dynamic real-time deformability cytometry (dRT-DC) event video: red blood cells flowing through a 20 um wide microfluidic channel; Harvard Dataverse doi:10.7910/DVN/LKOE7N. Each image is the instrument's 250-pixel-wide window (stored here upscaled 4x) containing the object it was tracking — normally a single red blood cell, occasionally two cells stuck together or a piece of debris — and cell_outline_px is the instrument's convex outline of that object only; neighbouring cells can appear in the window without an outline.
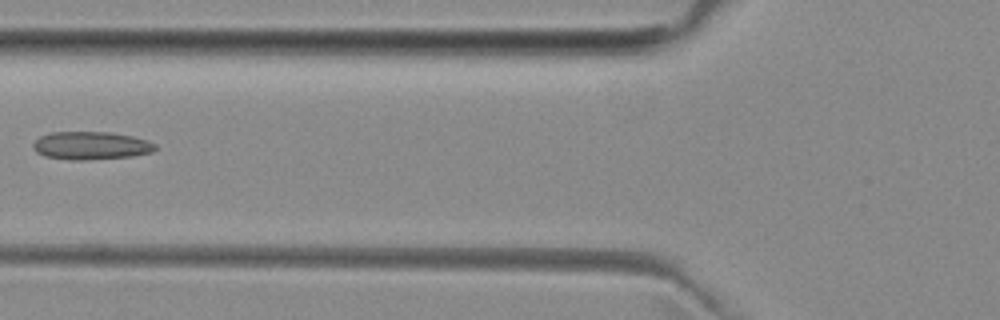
{"species": "common noctule bat (a hibernating species)", "species_latin": "Nyctalus noctula", "temperature_condition": "room temperature", "stored_images_in_passage": 3, "camera_frame_rate_fps": 3000, "um_per_image_px": 0.085, "animal": {"sex": "female", "body_mass_g": 29.2, "forearm_length_mm": 56.3}, "frame": {"image": 1, "passage_image": 2, "time_ms": 1.333, "image_size_px": [1000, 320], "cell_outline_px": [[156, 148], [152, 152], [132, 156], [88, 160], [72, 160], [44, 156], [36, 152], [32, 148], [32, 144], [40, 136], [52, 132], [112, 132], [132, 136], [148, 140], [156, 144]], "centroid_in_image_um": [7.73, 12.37], "position_along_channel_um": 118.1, "area_um2": 20.06}}
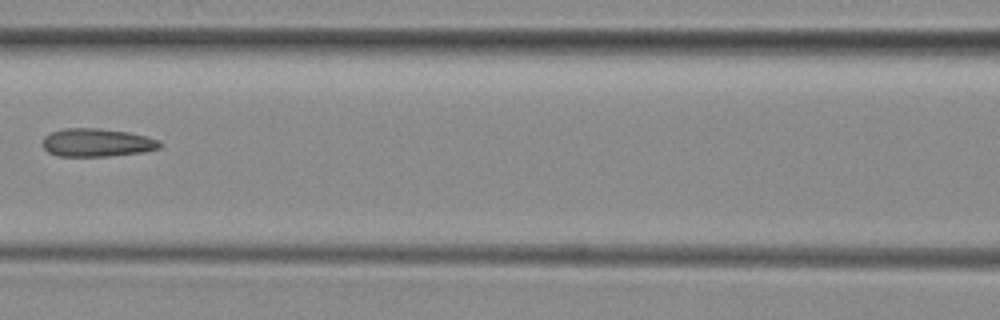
{"frame": {"image": 2, "passage_image": 3, "time_ms": 2.333, "image_size_px": [1000, 320], "cell_outline_px": [[164, 144], [160, 148], [144, 152], [112, 156], [60, 156], [48, 152], [40, 144], [44, 136], [52, 132], [64, 128], [100, 128], [128, 132], [148, 136], [160, 140]], "centroid_in_image_um": [8.27, 12.12], "position_along_channel_um": 158.3, "area_um2": 19.59}}